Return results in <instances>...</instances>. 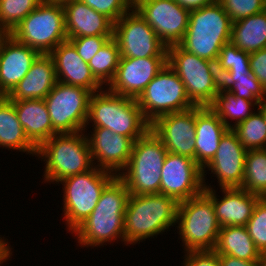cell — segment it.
<instances>
[{"instance_id":"60d3db41","label":"cell","mask_w":266,"mask_h":266,"mask_svg":"<svg viewBox=\"0 0 266 266\" xmlns=\"http://www.w3.org/2000/svg\"><path fill=\"white\" fill-rule=\"evenodd\" d=\"M208 69L218 93L228 91L234 84L230 70L225 69L218 57L208 59Z\"/></svg>"},{"instance_id":"7402d4cb","label":"cell","mask_w":266,"mask_h":266,"mask_svg":"<svg viewBox=\"0 0 266 266\" xmlns=\"http://www.w3.org/2000/svg\"><path fill=\"white\" fill-rule=\"evenodd\" d=\"M39 53L9 35L0 48V94L7 96L29 72Z\"/></svg>"},{"instance_id":"5bb4252c","label":"cell","mask_w":266,"mask_h":266,"mask_svg":"<svg viewBox=\"0 0 266 266\" xmlns=\"http://www.w3.org/2000/svg\"><path fill=\"white\" fill-rule=\"evenodd\" d=\"M133 7L167 47L184 38L190 11L175 0H134Z\"/></svg>"},{"instance_id":"9c48e42d","label":"cell","mask_w":266,"mask_h":266,"mask_svg":"<svg viewBox=\"0 0 266 266\" xmlns=\"http://www.w3.org/2000/svg\"><path fill=\"white\" fill-rule=\"evenodd\" d=\"M10 35L39 54H50L60 43L68 40L62 2L42 1Z\"/></svg>"},{"instance_id":"4fadbf2b","label":"cell","mask_w":266,"mask_h":266,"mask_svg":"<svg viewBox=\"0 0 266 266\" xmlns=\"http://www.w3.org/2000/svg\"><path fill=\"white\" fill-rule=\"evenodd\" d=\"M113 38L121 57H167V46L134 7L114 23Z\"/></svg>"},{"instance_id":"52a82bcc","label":"cell","mask_w":266,"mask_h":266,"mask_svg":"<svg viewBox=\"0 0 266 266\" xmlns=\"http://www.w3.org/2000/svg\"><path fill=\"white\" fill-rule=\"evenodd\" d=\"M113 172L94 167L88 172L65 178L62 187V218L72 233L96 207L104 188L116 177Z\"/></svg>"},{"instance_id":"1f68e13d","label":"cell","mask_w":266,"mask_h":266,"mask_svg":"<svg viewBox=\"0 0 266 266\" xmlns=\"http://www.w3.org/2000/svg\"><path fill=\"white\" fill-rule=\"evenodd\" d=\"M120 57L118 43L111 38L88 62L92 74L104 87L114 79Z\"/></svg>"},{"instance_id":"f6af8a7d","label":"cell","mask_w":266,"mask_h":266,"mask_svg":"<svg viewBox=\"0 0 266 266\" xmlns=\"http://www.w3.org/2000/svg\"><path fill=\"white\" fill-rule=\"evenodd\" d=\"M181 7L192 11L199 9L203 6L211 5L216 2H219V0H175Z\"/></svg>"},{"instance_id":"d590c367","label":"cell","mask_w":266,"mask_h":266,"mask_svg":"<svg viewBox=\"0 0 266 266\" xmlns=\"http://www.w3.org/2000/svg\"><path fill=\"white\" fill-rule=\"evenodd\" d=\"M246 228L256 248L266 254V197L256 203Z\"/></svg>"},{"instance_id":"f1b7e54d","label":"cell","mask_w":266,"mask_h":266,"mask_svg":"<svg viewBox=\"0 0 266 266\" xmlns=\"http://www.w3.org/2000/svg\"><path fill=\"white\" fill-rule=\"evenodd\" d=\"M230 42L249 54L266 48V10L232 22Z\"/></svg>"},{"instance_id":"83f0119b","label":"cell","mask_w":266,"mask_h":266,"mask_svg":"<svg viewBox=\"0 0 266 266\" xmlns=\"http://www.w3.org/2000/svg\"><path fill=\"white\" fill-rule=\"evenodd\" d=\"M214 250L219 255H229L247 261H261L263 256L256 248L246 226L221 227Z\"/></svg>"},{"instance_id":"d4e9b609","label":"cell","mask_w":266,"mask_h":266,"mask_svg":"<svg viewBox=\"0 0 266 266\" xmlns=\"http://www.w3.org/2000/svg\"><path fill=\"white\" fill-rule=\"evenodd\" d=\"M229 129L210 107L196 106L195 162L203 169L214 157Z\"/></svg>"},{"instance_id":"8fae6325","label":"cell","mask_w":266,"mask_h":266,"mask_svg":"<svg viewBox=\"0 0 266 266\" xmlns=\"http://www.w3.org/2000/svg\"><path fill=\"white\" fill-rule=\"evenodd\" d=\"M90 90L57 82L44 98L53 129L58 134L85 131Z\"/></svg>"},{"instance_id":"f546056e","label":"cell","mask_w":266,"mask_h":266,"mask_svg":"<svg viewBox=\"0 0 266 266\" xmlns=\"http://www.w3.org/2000/svg\"><path fill=\"white\" fill-rule=\"evenodd\" d=\"M260 102L236 97L234 94L224 91L215 96L213 103L209 107L228 129H233L252 115L255 112L254 108H258L255 106H258Z\"/></svg>"},{"instance_id":"e575fe53","label":"cell","mask_w":266,"mask_h":266,"mask_svg":"<svg viewBox=\"0 0 266 266\" xmlns=\"http://www.w3.org/2000/svg\"><path fill=\"white\" fill-rule=\"evenodd\" d=\"M250 54L238 49L228 42L221 48L218 58L225 69L230 70L231 75H252L249 63Z\"/></svg>"},{"instance_id":"8d00e7d4","label":"cell","mask_w":266,"mask_h":266,"mask_svg":"<svg viewBox=\"0 0 266 266\" xmlns=\"http://www.w3.org/2000/svg\"><path fill=\"white\" fill-rule=\"evenodd\" d=\"M234 81L228 92L236 97L250 101H263L266 99V90L259 80L252 75H231Z\"/></svg>"},{"instance_id":"d6a6232c","label":"cell","mask_w":266,"mask_h":266,"mask_svg":"<svg viewBox=\"0 0 266 266\" xmlns=\"http://www.w3.org/2000/svg\"><path fill=\"white\" fill-rule=\"evenodd\" d=\"M232 131L246 150L266 149V122L258 108Z\"/></svg>"},{"instance_id":"9a60e30c","label":"cell","mask_w":266,"mask_h":266,"mask_svg":"<svg viewBox=\"0 0 266 266\" xmlns=\"http://www.w3.org/2000/svg\"><path fill=\"white\" fill-rule=\"evenodd\" d=\"M160 194L185 201L204 191L202 168L195 160L168 152L161 169Z\"/></svg>"},{"instance_id":"e0dca14e","label":"cell","mask_w":266,"mask_h":266,"mask_svg":"<svg viewBox=\"0 0 266 266\" xmlns=\"http://www.w3.org/2000/svg\"><path fill=\"white\" fill-rule=\"evenodd\" d=\"M246 154L237 135L229 129L221 138L214 157L202 169L203 182L208 180L207 174H213L220 188H241Z\"/></svg>"},{"instance_id":"2e32d148","label":"cell","mask_w":266,"mask_h":266,"mask_svg":"<svg viewBox=\"0 0 266 266\" xmlns=\"http://www.w3.org/2000/svg\"><path fill=\"white\" fill-rule=\"evenodd\" d=\"M195 123L196 106L159 116L150 123V129L168 152L195 160Z\"/></svg>"},{"instance_id":"f907efd6","label":"cell","mask_w":266,"mask_h":266,"mask_svg":"<svg viewBox=\"0 0 266 266\" xmlns=\"http://www.w3.org/2000/svg\"><path fill=\"white\" fill-rule=\"evenodd\" d=\"M45 2H63L65 0H43Z\"/></svg>"},{"instance_id":"b9f144b4","label":"cell","mask_w":266,"mask_h":266,"mask_svg":"<svg viewBox=\"0 0 266 266\" xmlns=\"http://www.w3.org/2000/svg\"><path fill=\"white\" fill-rule=\"evenodd\" d=\"M183 254L181 266H221L215 250L187 251Z\"/></svg>"},{"instance_id":"bcb514c9","label":"cell","mask_w":266,"mask_h":266,"mask_svg":"<svg viewBox=\"0 0 266 266\" xmlns=\"http://www.w3.org/2000/svg\"><path fill=\"white\" fill-rule=\"evenodd\" d=\"M10 241L6 239L4 236L0 235V266L4 265L9 260H12L11 256L14 255L12 251L14 248L10 247Z\"/></svg>"},{"instance_id":"4dcf8cb0","label":"cell","mask_w":266,"mask_h":266,"mask_svg":"<svg viewBox=\"0 0 266 266\" xmlns=\"http://www.w3.org/2000/svg\"><path fill=\"white\" fill-rule=\"evenodd\" d=\"M241 188L266 197V149L247 150Z\"/></svg>"},{"instance_id":"484cf974","label":"cell","mask_w":266,"mask_h":266,"mask_svg":"<svg viewBox=\"0 0 266 266\" xmlns=\"http://www.w3.org/2000/svg\"><path fill=\"white\" fill-rule=\"evenodd\" d=\"M18 120L28 139L38 148L44 141L58 134L52 126L44 99L11 101Z\"/></svg>"},{"instance_id":"7a4b0ae2","label":"cell","mask_w":266,"mask_h":266,"mask_svg":"<svg viewBox=\"0 0 266 266\" xmlns=\"http://www.w3.org/2000/svg\"><path fill=\"white\" fill-rule=\"evenodd\" d=\"M179 202L163 194H130L124 214V246L140 244L146 239L176 228Z\"/></svg>"},{"instance_id":"30bf717a","label":"cell","mask_w":266,"mask_h":266,"mask_svg":"<svg viewBox=\"0 0 266 266\" xmlns=\"http://www.w3.org/2000/svg\"><path fill=\"white\" fill-rule=\"evenodd\" d=\"M136 100L144 118L149 123L159 116L195 106L188 98L185 85L168 64L153 78Z\"/></svg>"},{"instance_id":"3957f363","label":"cell","mask_w":266,"mask_h":266,"mask_svg":"<svg viewBox=\"0 0 266 266\" xmlns=\"http://www.w3.org/2000/svg\"><path fill=\"white\" fill-rule=\"evenodd\" d=\"M37 157L45 162L42 184L54 185L65 178L94 168L84 131L53 135L37 148L36 159Z\"/></svg>"},{"instance_id":"c3c4849f","label":"cell","mask_w":266,"mask_h":266,"mask_svg":"<svg viewBox=\"0 0 266 266\" xmlns=\"http://www.w3.org/2000/svg\"><path fill=\"white\" fill-rule=\"evenodd\" d=\"M257 107L261 111L262 115L264 116L265 122H266V99L261 101Z\"/></svg>"},{"instance_id":"ac0fdd59","label":"cell","mask_w":266,"mask_h":266,"mask_svg":"<svg viewBox=\"0 0 266 266\" xmlns=\"http://www.w3.org/2000/svg\"><path fill=\"white\" fill-rule=\"evenodd\" d=\"M166 64L167 57H120L114 79L106 88L115 94L137 99Z\"/></svg>"},{"instance_id":"7c38bea8","label":"cell","mask_w":266,"mask_h":266,"mask_svg":"<svg viewBox=\"0 0 266 266\" xmlns=\"http://www.w3.org/2000/svg\"><path fill=\"white\" fill-rule=\"evenodd\" d=\"M167 64L185 85L189 100L195 106L209 107L218 94L208 69V60L191 54L179 45L167 47Z\"/></svg>"},{"instance_id":"8992f818","label":"cell","mask_w":266,"mask_h":266,"mask_svg":"<svg viewBox=\"0 0 266 266\" xmlns=\"http://www.w3.org/2000/svg\"><path fill=\"white\" fill-rule=\"evenodd\" d=\"M167 153L151 129L133 143L128 164L118 174L130 194H160L161 169Z\"/></svg>"},{"instance_id":"277c9868","label":"cell","mask_w":266,"mask_h":266,"mask_svg":"<svg viewBox=\"0 0 266 266\" xmlns=\"http://www.w3.org/2000/svg\"><path fill=\"white\" fill-rule=\"evenodd\" d=\"M91 126L107 128L134 142L150 129L135 98L115 94L106 87L90 97L85 130Z\"/></svg>"},{"instance_id":"cb8c5ba5","label":"cell","mask_w":266,"mask_h":266,"mask_svg":"<svg viewBox=\"0 0 266 266\" xmlns=\"http://www.w3.org/2000/svg\"><path fill=\"white\" fill-rule=\"evenodd\" d=\"M58 82L50 54H39L29 72L6 96L10 101L44 99Z\"/></svg>"},{"instance_id":"ba28073f","label":"cell","mask_w":266,"mask_h":266,"mask_svg":"<svg viewBox=\"0 0 266 266\" xmlns=\"http://www.w3.org/2000/svg\"><path fill=\"white\" fill-rule=\"evenodd\" d=\"M176 228L178 239L182 241V253L214 250L221 227L212 200L202 192L179 202Z\"/></svg>"},{"instance_id":"5b68a950","label":"cell","mask_w":266,"mask_h":266,"mask_svg":"<svg viewBox=\"0 0 266 266\" xmlns=\"http://www.w3.org/2000/svg\"><path fill=\"white\" fill-rule=\"evenodd\" d=\"M231 29L232 20L216 2L190 11L187 30L178 45L200 58L213 59L230 42Z\"/></svg>"},{"instance_id":"7bdbcfd3","label":"cell","mask_w":266,"mask_h":266,"mask_svg":"<svg viewBox=\"0 0 266 266\" xmlns=\"http://www.w3.org/2000/svg\"><path fill=\"white\" fill-rule=\"evenodd\" d=\"M249 63L252 74L259 80L266 90V48L251 53Z\"/></svg>"},{"instance_id":"6da1fadb","label":"cell","mask_w":266,"mask_h":266,"mask_svg":"<svg viewBox=\"0 0 266 266\" xmlns=\"http://www.w3.org/2000/svg\"><path fill=\"white\" fill-rule=\"evenodd\" d=\"M129 195L125 183L116 176L104 188L89 217L71 233L77 246L89 249L117 241L124 244V214Z\"/></svg>"},{"instance_id":"ab89813d","label":"cell","mask_w":266,"mask_h":266,"mask_svg":"<svg viewBox=\"0 0 266 266\" xmlns=\"http://www.w3.org/2000/svg\"><path fill=\"white\" fill-rule=\"evenodd\" d=\"M113 36H84L68 39L76 48L78 55L88 63Z\"/></svg>"},{"instance_id":"681fc988","label":"cell","mask_w":266,"mask_h":266,"mask_svg":"<svg viewBox=\"0 0 266 266\" xmlns=\"http://www.w3.org/2000/svg\"><path fill=\"white\" fill-rule=\"evenodd\" d=\"M261 266H266V254H264L262 256V259H261Z\"/></svg>"},{"instance_id":"74e56055","label":"cell","mask_w":266,"mask_h":266,"mask_svg":"<svg viewBox=\"0 0 266 266\" xmlns=\"http://www.w3.org/2000/svg\"><path fill=\"white\" fill-rule=\"evenodd\" d=\"M232 22L266 10V0H219Z\"/></svg>"},{"instance_id":"ee69618b","label":"cell","mask_w":266,"mask_h":266,"mask_svg":"<svg viewBox=\"0 0 266 266\" xmlns=\"http://www.w3.org/2000/svg\"><path fill=\"white\" fill-rule=\"evenodd\" d=\"M221 266H261V261H247L229 255H219Z\"/></svg>"},{"instance_id":"836d02e7","label":"cell","mask_w":266,"mask_h":266,"mask_svg":"<svg viewBox=\"0 0 266 266\" xmlns=\"http://www.w3.org/2000/svg\"><path fill=\"white\" fill-rule=\"evenodd\" d=\"M43 0H0V25L9 33Z\"/></svg>"},{"instance_id":"ffe728a7","label":"cell","mask_w":266,"mask_h":266,"mask_svg":"<svg viewBox=\"0 0 266 266\" xmlns=\"http://www.w3.org/2000/svg\"><path fill=\"white\" fill-rule=\"evenodd\" d=\"M208 183L203 182V192L212 200L220 227L246 226L261 197L242 188H219L222 196H218L215 185Z\"/></svg>"},{"instance_id":"4316f807","label":"cell","mask_w":266,"mask_h":266,"mask_svg":"<svg viewBox=\"0 0 266 266\" xmlns=\"http://www.w3.org/2000/svg\"><path fill=\"white\" fill-rule=\"evenodd\" d=\"M0 147L32 157L37 155V147L26 136L14 105L6 96L0 98Z\"/></svg>"},{"instance_id":"d6986e66","label":"cell","mask_w":266,"mask_h":266,"mask_svg":"<svg viewBox=\"0 0 266 266\" xmlns=\"http://www.w3.org/2000/svg\"><path fill=\"white\" fill-rule=\"evenodd\" d=\"M85 130L94 167L118 174L127 166L134 141L103 127Z\"/></svg>"},{"instance_id":"603a6c76","label":"cell","mask_w":266,"mask_h":266,"mask_svg":"<svg viewBox=\"0 0 266 266\" xmlns=\"http://www.w3.org/2000/svg\"><path fill=\"white\" fill-rule=\"evenodd\" d=\"M62 4L68 39L84 36H113L114 23L105 15L80 0H65Z\"/></svg>"},{"instance_id":"7dc6e473","label":"cell","mask_w":266,"mask_h":266,"mask_svg":"<svg viewBox=\"0 0 266 266\" xmlns=\"http://www.w3.org/2000/svg\"><path fill=\"white\" fill-rule=\"evenodd\" d=\"M10 35V33L0 25V48L4 40Z\"/></svg>"},{"instance_id":"f35d334b","label":"cell","mask_w":266,"mask_h":266,"mask_svg":"<svg viewBox=\"0 0 266 266\" xmlns=\"http://www.w3.org/2000/svg\"><path fill=\"white\" fill-rule=\"evenodd\" d=\"M95 11L108 17L113 23L129 12L134 0H80Z\"/></svg>"},{"instance_id":"44dd1931","label":"cell","mask_w":266,"mask_h":266,"mask_svg":"<svg viewBox=\"0 0 266 266\" xmlns=\"http://www.w3.org/2000/svg\"><path fill=\"white\" fill-rule=\"evenodd\" d=\"M50 55L55 63L58 82L82 87L92 93L105 88L94 77L88 63L78 55L75 46L69 40L60 43Z\"/></svg>"}]
</instances>
